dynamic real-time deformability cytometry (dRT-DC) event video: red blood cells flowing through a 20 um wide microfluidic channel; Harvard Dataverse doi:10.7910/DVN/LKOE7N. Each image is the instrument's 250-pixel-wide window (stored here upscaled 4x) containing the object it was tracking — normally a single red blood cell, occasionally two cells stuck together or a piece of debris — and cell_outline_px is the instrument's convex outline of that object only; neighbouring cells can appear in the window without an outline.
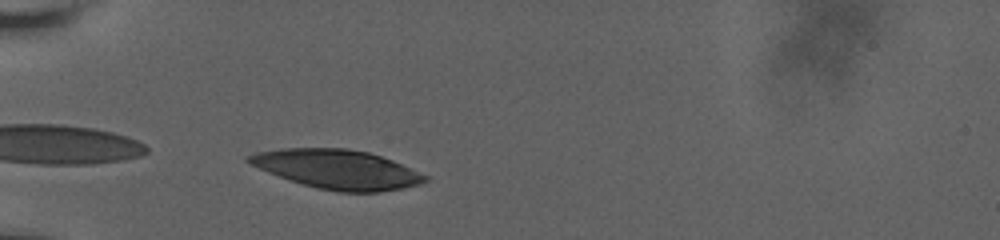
{"species": "human", "species_latin": "Homo sapiens", "temperature_condition": "room temperature", "stored_images_in_passage": 32, "camera_frame_rate_fps": 3000, "um_per_image_px": 0.085, "donor": {"sex": "male"}, "frame": {"image": 1, "passage_image": 1, "time_ms": 0.0, "image_size_px": [1000, 240], "cell_outline_px": [[428, 180], [420, 184], [380, 192], [340, 192], [316, 188], [268, 172], [244, 160], [244, 156], [256, 152], [280, 148], [348, 148], [368, 152], [392, 160], [428, 176]], "centroid_in_image_um": [28.65, 14.38], "position_along_channel_um": 56.3, "area_um2": 40.0}}
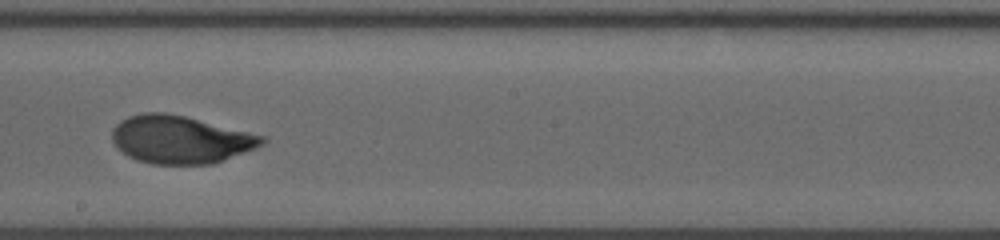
{"frame": {"image": 2, "passage_image": 17, "time_ms": 5.333, "image_size_px": [1000, 240], "cell_outline_px": [[268, 140], [264, 144], [256, 148], [212, 164], [152, 164], [136, 160], [128, 156], [116, 148], [112, 140], [112, 128], [120, 120], [128, 116], [144, 112], [164, 112], [184, 116], [268, 136]], "centroid_in_image_um": [15.33, 11.86], "position_along_channel_um": 232.9, "area_um2": 42.14}}
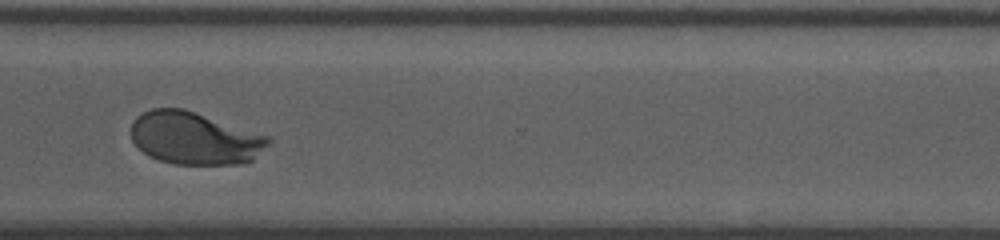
{"frame": {"image": 3, "passage_image": 27, "time_ms": 8.667, "image_size_px": [1000, 240], "cell_outline_px": [[272, 140], [252, 160], [244, 164], [172, 164], [160, 160], [144, 152], [132, 140], [132, 120], [136, 116], [152, 108], [184, 108], [272, 136]], "centroid_in_image_um": [16.58, 11.73], "position_along_channel_um": 354.0, "area_um2": 42.19}, "authors_computed_cell_mechanics": {"area_um2": 41.9917, "velocity_mm_per_s": 3.645, "shape_relaxation_time_tau1_ms": 4.2181, "shape_relaxation_time_tau2_ms": 0.7896, "deformation_change_tau1": 0.1955, "deformation_change_tau2": 0.0475}}